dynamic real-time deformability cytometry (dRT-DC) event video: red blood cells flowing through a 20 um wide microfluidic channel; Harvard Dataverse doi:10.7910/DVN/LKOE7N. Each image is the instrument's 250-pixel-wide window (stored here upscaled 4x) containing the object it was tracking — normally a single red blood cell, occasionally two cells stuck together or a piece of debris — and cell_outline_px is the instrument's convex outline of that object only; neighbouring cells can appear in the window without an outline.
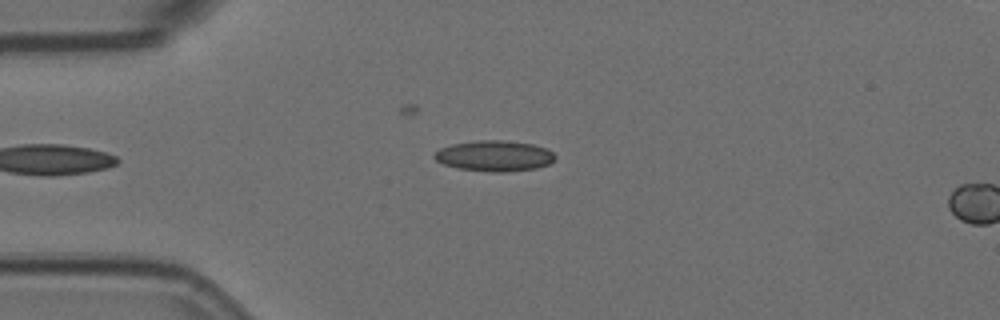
{"species": "Egyptian fruit bat (a non-hibernating species)", "species_latin": "Rousettus aegyptiacus", "temperature_condition": "room temperature", "stored_images_in_passage": 3, "camera_frame_rate_fps": 3000, "um_per_image_px": 0.085, "animal": {"sex": "female"}, "frame": {"image": 1, "passage_image": 1, "time_ms": 0.0, "image_size_px": [1000, 320], "cell_outline_px": [[556, 160], [548, 164], [536, 168], [504, 172], [496, 172], [456, 168], [444, 164], [436, 160], [432, 156], [440, 148], [452, 144], [476, 140], [504, 140], [532, 144], [548, 148], [556, 156]], "centroid_in_image_um": [42.04, 13.24], "position_along_channel_um": 43.0, "area_um2": 21.68}}